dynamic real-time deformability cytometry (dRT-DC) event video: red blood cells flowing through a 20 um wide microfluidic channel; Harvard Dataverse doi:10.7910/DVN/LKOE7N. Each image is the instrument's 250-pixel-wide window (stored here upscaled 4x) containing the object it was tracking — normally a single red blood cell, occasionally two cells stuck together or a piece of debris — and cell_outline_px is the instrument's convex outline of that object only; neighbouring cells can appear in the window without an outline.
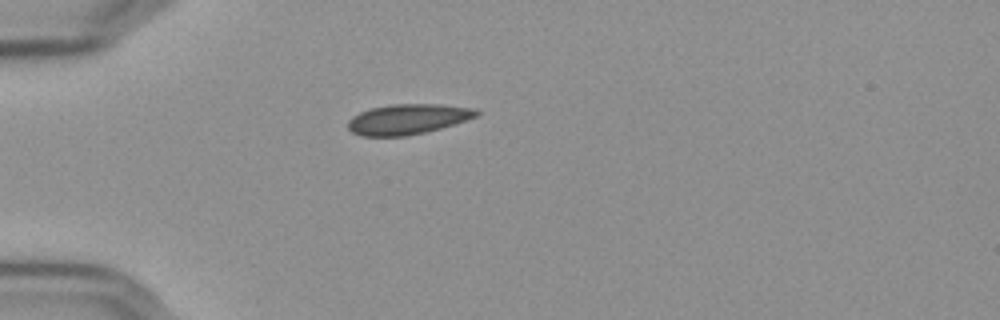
{"species": "Egyptian fruit bat (a non-hibernating species)", "species_latin": "Rousettus aegyptiacus", "temperature_condition": "cold", "stored_images_in_passage": 41, "camera_frame_rate_fps": 3000, "um_per_image_px": 0.085, "frame": {"image": 1, "passage_image": 1, "time_ms": 0.0, "image_size_px": [1000, 320], "cell_outline_px": [[480, 112], [476, 116], [440, 128], [408, 136], [360, 136], [352, 132], [348, 128], [348, 120], [352, 116], [360, 112], [372, 108], [392, 104], [440, 104], [476, 108]], "centroid_in_image_um": [34.63, 10.13], "position_along_channel_um": 50.4, "area_um2": 22.54}}
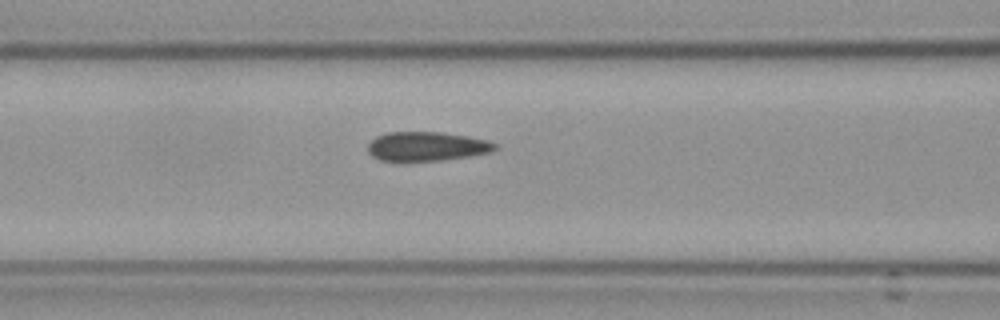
{"frame": {"image": 2, "passage_image": 9, "time_ms": 2.667, "image_size_px": [1000, 320], "cell_outline_px": [[500, 148], [492, 152], [472, 156], [440, 160], [380, 160], [372, 156], [368, 152], [368, 144], [376, 136], [388, 132], [440, 132], [468, 136], [488, 140], [496, 144]], "centroid_in_image_um": [36.33, 12.43], "position_along_channel_um": 130.3, "area_um2": 21.62}}
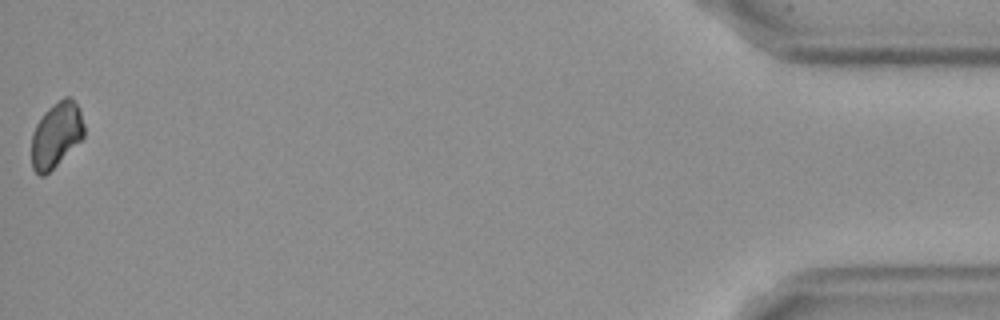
{"frame": {"image": 3, "passage_image": 41, "time_ms": 13.333, "image_size_px": [1000, 320], "cell_outline_px": [[84, 136], [44, 176], [40, 176], [32, 168], [32, 132], [36, 124], [44, 112], [48, 108], [64, 96], [72, 96], [80, 108], [84, 124]], "centroid_in_image_um": [4.78, 11.4], "position_along_channel_um": 430.4, "area_um2": 19.83}, "authors_computed_cell_mechanics": {"area_um2": 21.8484, "velocity_mm_per_s": 3.6326, "shape_relaxation_time_tau1_ms": 3.4996, "shape_relaxation_time_tau2_ms": null, "deformation_change_tau1": 0.0702, "deformation_change_tau2": null}}